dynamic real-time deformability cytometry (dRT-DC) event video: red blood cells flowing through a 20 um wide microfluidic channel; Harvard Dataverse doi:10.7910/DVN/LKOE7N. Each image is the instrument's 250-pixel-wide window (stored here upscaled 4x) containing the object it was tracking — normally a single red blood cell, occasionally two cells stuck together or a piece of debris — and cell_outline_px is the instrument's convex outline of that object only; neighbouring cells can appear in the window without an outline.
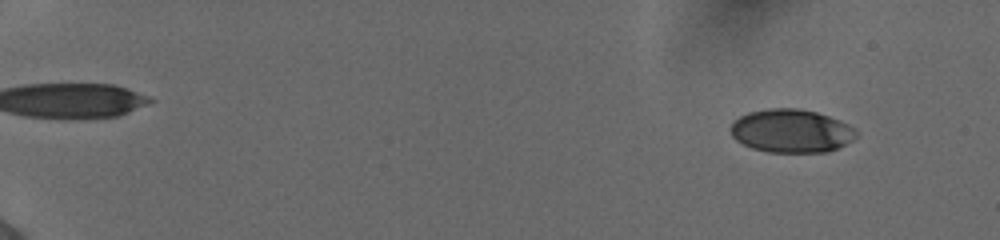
{"species": "human", "species_latin": "Homo sapiens", "temperature_condition": "cold", "stored_images_in_passage": 56, "camera_frame_rate_fps": 3000, "um_per_image_px": 0.085, "donor": {"sex": "female"}, "frame": {"image": 1, "passage_image": 6, "time_ms": 1.667, "image_size_px": [1000, 240], "cell_outline_px": [[856, 136], [852, 140], [828, 152], [768, 152], [752, 148], [736, 140], [732, 136], [728, 128], [732, 120], [748, 112], [768, 108], [800, 108], [816, 112], [840, 120], [848, 124], [856, 132]], "centroid_in_image_um": [67.2, 11.12], "position_along_channel_um": 17.8, "area_um2": 31.85}}
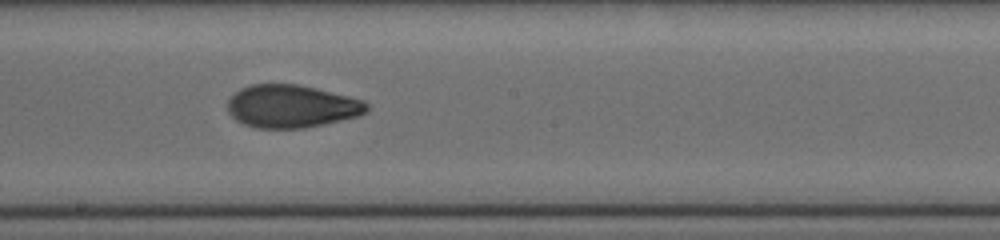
{"frame": {"image": 2, "passage_image": 35, "time_ms": 11.333, "image_size_px": [1000, 240], "cell_outline_px": [[368, 112], [360, 116], [324, 124], [304, 128], [256, 128], [244, 124], [236, 120], [228, 112], [228, 100], [240, 88], [252, 84], [296, 84], [316, 88], [364, 100], [368, 104]], "centroid_in_image_um": [24.8, 9.04], "position_along_channel_um": 223.4, "area_um2": 34.8}}
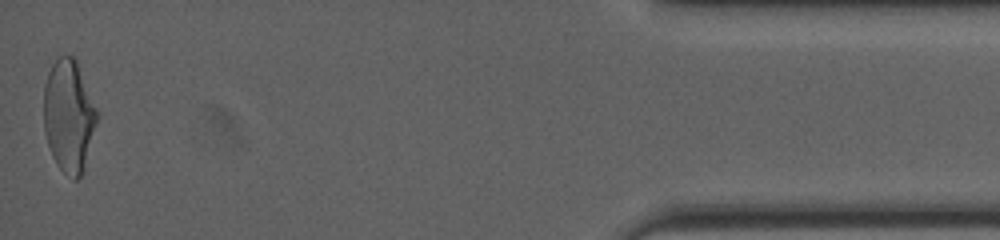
{"frame": {"image": 3, "passage_image": 56, "time_ms": 18.333, "image_size_px": [1000, 240], "cell_outline_px": [[100, 112], [84, 164], [80, 176], [76, 180], [72, 180], [56, 164], [52, 156], [44, 132], [44, 84], [48, 72], [52, 64], [60, 56], [72, 56], [76, 60]], "centroid_in_image_um": [5.85, 9.82], "position_along_channel_um": 429.3, "area_um2": 34.91}, "authors_computed_cell_mechanics": {"area_um2": 33.813, "velocity_mm_per_s": 3.893, "shape_relaxation_time_tau1_ms": 7.2982, "shape_relaxation_time_tau2_ms": 1.8045, "deformation_change_tau1": 0.2196, "deformation_change_tau2": 0.0753}}